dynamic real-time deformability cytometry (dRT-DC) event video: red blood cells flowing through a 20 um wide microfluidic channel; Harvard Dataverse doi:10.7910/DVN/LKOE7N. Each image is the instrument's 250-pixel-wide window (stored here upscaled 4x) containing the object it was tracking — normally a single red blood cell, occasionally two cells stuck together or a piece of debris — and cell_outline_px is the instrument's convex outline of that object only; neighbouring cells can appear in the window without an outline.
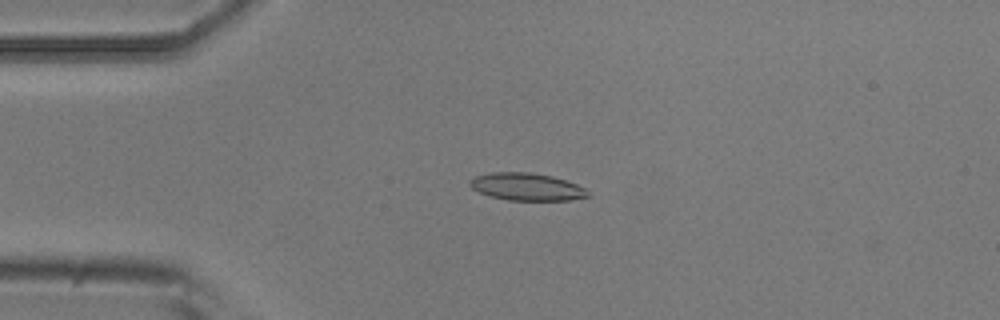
{"species": "common noctule bat (a hibernating species)", "species_latin": "Nyctalus noctula", "temperature_condition": "room temperature", "stored_images_in_passage": 54, "camera_frame_rate_fps": 3000, "um_per_image_px": 0.085, "animal": {"sex": "male", "body_mass_g": 20.5, "forearm_length_mm": 52.5}, "frame": {"image": 1, "passage_image": 13, "time_ms": 4.0, "image_size_px": [1000, 320], "cell_outline_px": [[588, 196], [572, 200], [508, 200], [488, 196], [472, 188], [468, 184], [468, 180], [476, 176], [492, 172], [528, 172], [552, 176], [576, 184], [584, 188], [588, 192]], "centroid_in_image_um": [44.73, 15.88], "position_along_channel_um": 40.3, "area_um2": 18.79}}
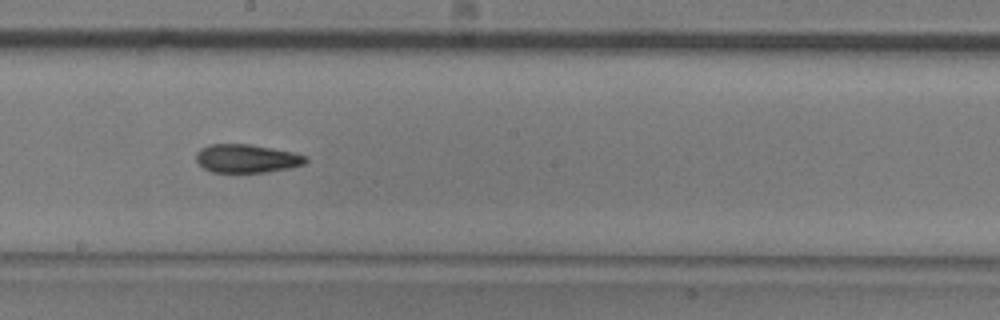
{"frame": {"image": 2, "passage_image": 30, "time_ms": 9.667, "image_size_px": [1000, 320], "cell_outline_px": [[308, 160], [304, 164], [288, 168], [268, 172], [212, 172], [204, 168], [196, 160], [196, 152], [200, 148], [208, 144], [248, 144], [272, 148], [292, 152], [308, 156]], "centroid_in_image_um": [20.96, 13.47], "position_along_channel_um": 227.2, "area_um2": 18.15}}
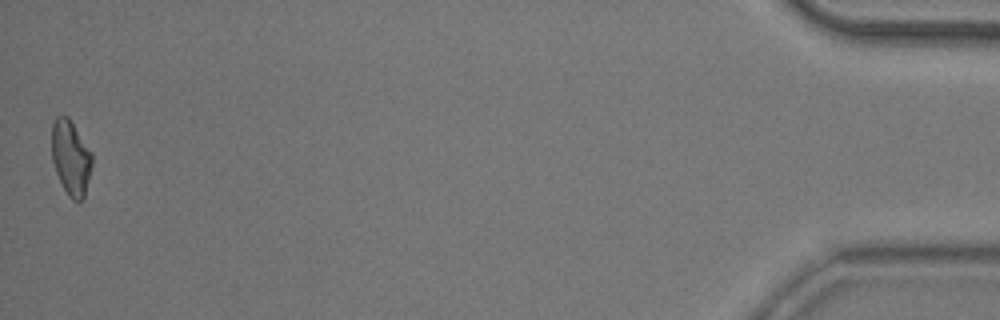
{"frame": {"image": 3, "passage_image": 54, "time_ms": 17.667, "image_size_px": [1000, 320], "cell_outline_px": [[92, 168], [84, 196], [80, 200], [72, 200], [68, 196], [56, 172], [52, 160], [52, 124], [56, 116], [68, 116], [92, 152]], "centroid_in_image_um": [6.02, 13.39], "position_along_channel_um": 429.2, "area_um2": 17.51}, "authors_computed_cell_mechanics": {"area_um2": 18.2648, "velocity_mm_per_s": 3.722, "shape_relaxation_time_tau1_ms": 8.0541, "shape_relaxation_time_tau2_ms": 4.3992, "deformation_change_tau1": 0.2091, "deformation_change_tau2": 0.1151}}